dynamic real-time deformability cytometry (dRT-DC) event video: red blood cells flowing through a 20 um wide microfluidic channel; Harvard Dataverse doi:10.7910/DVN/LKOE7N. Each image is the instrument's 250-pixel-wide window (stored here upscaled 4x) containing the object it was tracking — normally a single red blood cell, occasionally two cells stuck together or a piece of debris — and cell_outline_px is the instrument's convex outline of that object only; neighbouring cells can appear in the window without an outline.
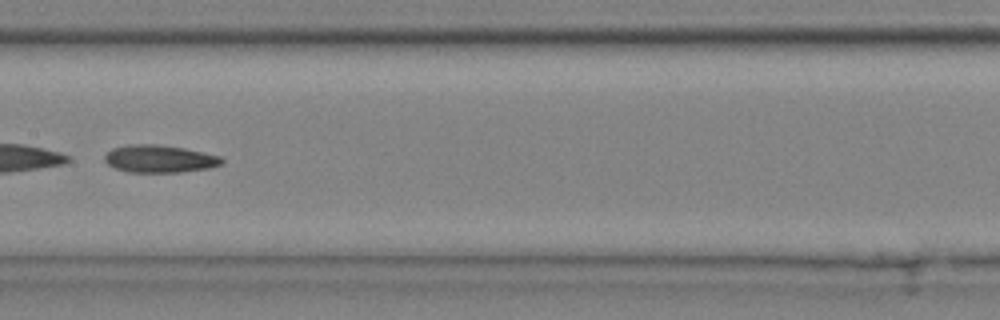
{"species": "common noctule bat (a hibernating species)", "species_latin": "Nyctalus noctula", "temperature_condition": "cold", "stored_images_in_passage": 38, "camera_frame_rate_fps": 3000, "um_per_image_px": 0.085, "animal": {"sex": "male", "body_mass_g": 20.4}, "frame": {"image": 1, "passage_image": 17, "time_ms": 5.333, "image_size_px": [1000, 320], "cell_outline_px": [[224, 164], [208, 168], [180, 172], [128, 172], [116, 168], [108, 164], [104, 160], [104, 156], [112, 148], [128, 144], [156, 144], [184, 148], [220, 156], [224, 160]], "centroid_in_image_um": [13.56, 13.49], "position_along_channel_um": 193.8, "area_um2": 18.79}}